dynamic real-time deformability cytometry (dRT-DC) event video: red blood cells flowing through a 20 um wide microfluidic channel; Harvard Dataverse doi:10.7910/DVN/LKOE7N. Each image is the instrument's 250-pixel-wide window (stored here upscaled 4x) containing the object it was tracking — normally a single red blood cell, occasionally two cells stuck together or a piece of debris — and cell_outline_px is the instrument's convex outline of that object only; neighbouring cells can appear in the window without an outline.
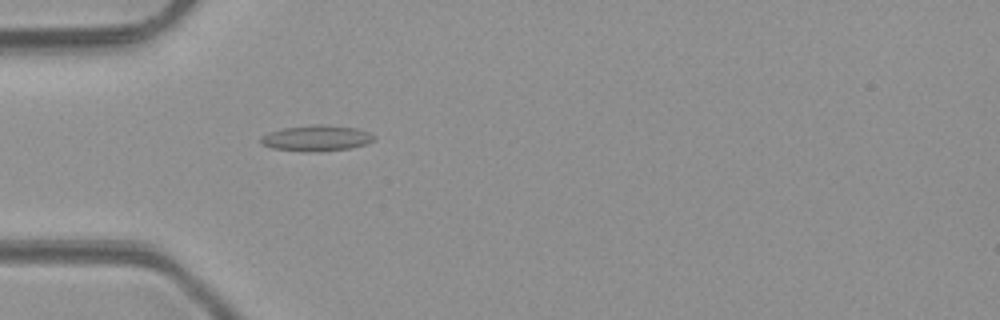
{"species": "common noctule bat (a hibernating species)", "species_latin": "Nyctalus noctula", "temperature_condition": "room temperature", "stored_images_in_passage": 4, "camera_frame_rate_fps": 3000, "um_per_image_px": 0.085, "animal": {"sex": "male", "body_mass_g": 23.1, "forearm_length_mm": 52.7}, "frame": {"image": 1, "passage_image": 4, "time_ms": 3.333, "image_size_px": [1000, 320], "cell_outline_px": [[376, 140], [368, 144], [348, 148], [272, 148], [264, 144], [260, 140], [260, 136], [268, 132], [284, 128], [312, 124], [324, 124], [356, 128], [368, 132], [376, 136]], "centroid_in_image_um": [26.97, 11.66], "position_along_channel_um": 58.0, "area_um2": 15.95}}